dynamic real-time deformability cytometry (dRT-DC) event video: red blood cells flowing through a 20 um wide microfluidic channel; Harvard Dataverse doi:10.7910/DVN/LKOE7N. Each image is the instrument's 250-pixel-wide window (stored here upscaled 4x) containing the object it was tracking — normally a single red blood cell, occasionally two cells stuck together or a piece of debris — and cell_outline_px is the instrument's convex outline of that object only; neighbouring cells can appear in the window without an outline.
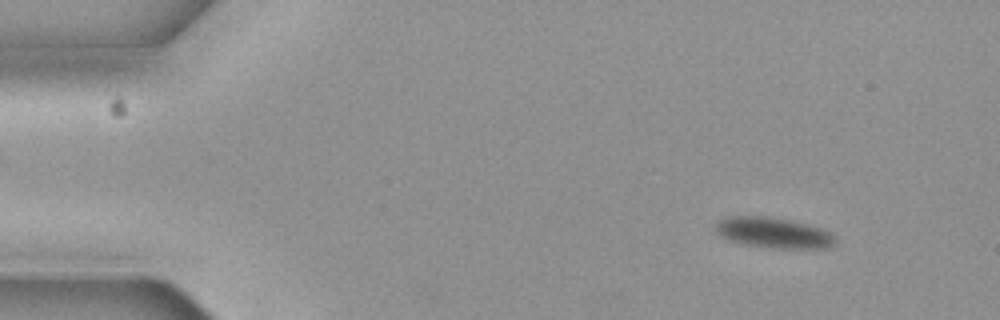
{"species": "common noctule bat (a hibernating species)", "species_latin": "Nyctalus noctula", "temperature_condition": "cold", "stored_images_in_passage": 4, "camera_frame_rate_fps": 3000, "um_per_image_px": 0.085, "animal": {"sex": "female", "body_mass_g": 19.3, "forearm_length_mm": 54.1}, "frame": {"image": 1, "passage_image": 1, "time_ms": 0.0, "image_size_px": [1000, 320], "cell_outline_px": [[836, 240], [828, 248], [776, 248], [744, 244], [728, 240], [720, 236], [716, 232], [716, 224], [720, 220], [728, 216], [764, 216], [788, 220], [804, 224], [828, 232], [836, 236]], "centroid_in_image_um": [65.69, 19.79], "position_along_channel_um": 19.3, "area_um2": 20.92}}